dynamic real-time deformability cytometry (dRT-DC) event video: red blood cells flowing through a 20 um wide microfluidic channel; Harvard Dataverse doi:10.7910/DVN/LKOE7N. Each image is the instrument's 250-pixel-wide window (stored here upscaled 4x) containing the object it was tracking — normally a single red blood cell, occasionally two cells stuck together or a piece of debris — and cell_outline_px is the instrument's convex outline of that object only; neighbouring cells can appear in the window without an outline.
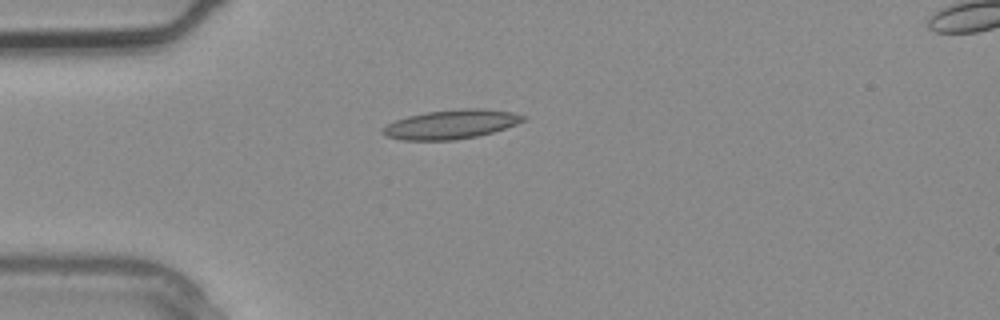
{"species": "common noctule bat (a hibernating species)", "species_latin": "Nyctalus noctula", "temperature_condition": "warm", "stored_images_in_passage": 2, "camera_frame_rate_fps": 3000, "um_per_image_px": 0.085, "animal": {"sex": "male", "body_mass_g": 20.4}, "frame": {"image": 1, "passage_image": 1, "time_ms": 0.0, "image_size_px": [1000, 320], "cell_outline_px": [[528, 120], [492, 132], [476, 136], [456, 140], [404, 140], [388, 136], [380, 132], [380, 128], [396, 120], [408, 116], [428, 112], [460, 108], [484, 108], [512, 112], [528, 116]], "centroid_in_image_um": [38.38, 10.56], "position_along_channel_um": 46.6, "area_um2": 23.87}}